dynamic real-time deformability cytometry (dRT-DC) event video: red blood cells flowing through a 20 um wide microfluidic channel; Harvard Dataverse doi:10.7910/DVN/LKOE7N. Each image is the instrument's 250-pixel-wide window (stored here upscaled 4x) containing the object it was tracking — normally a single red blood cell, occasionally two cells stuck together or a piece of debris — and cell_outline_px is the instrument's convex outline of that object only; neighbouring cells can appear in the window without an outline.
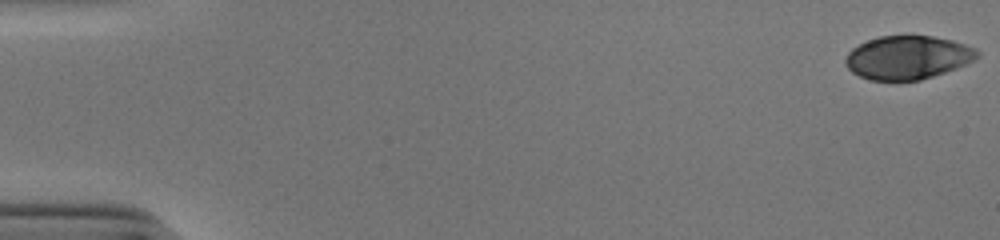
{"species": "human", "species_latin": "Homo sapiens", "temperature_condition": "cold", "stored_images_in_passage": 53, "camera_frame_rate_fps": 3000, "um_per_image_px": 0.085, "donor": {"sex": "male"}, "frame": {"image": 1, "passage_image": 1, "time_ms": 0.0, "image_size_px": [1000, 240], "cell_outline_px": [[980, 56], [956, 68], [920, 80], [868, 80], [852, 72], [844, 64], [844, 60], [848, 52], [852, 48], [868, 40], [880, 36], [932, 36], [952, 40], [976, 48], [980, 52]], "centroid_in_image_um": [77.13, 4.88], "position_along_channel_um": 7.9, "area_um2": 33.23}}
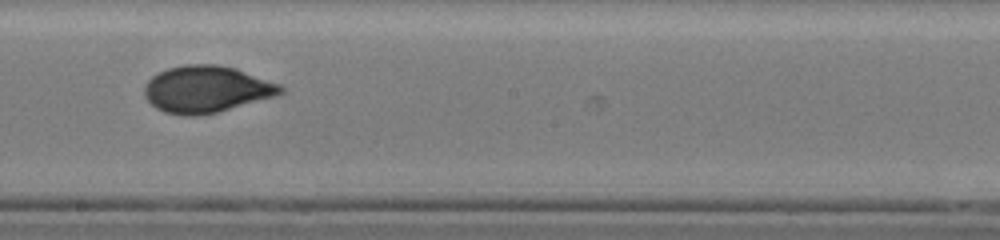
{"frame": {"image": 2, "passage_image": 31, "time_ms": 10.0, "image_size_px": [1000, 240], "cell_outline_px": [[284, 92], [280, 96], [216, 112], [196, 116], [184, 116], [164, 112], [156, 108], [144, 96], [144, 84], [152, 76], [168, 68], [184, 64], [216, 64], [236, 68], [280, 84], [284, 88]], "centroid_in_image_um": [17.57, 7.59], "position_along_channel_um": 230.6, "area_um2": 37.45}}
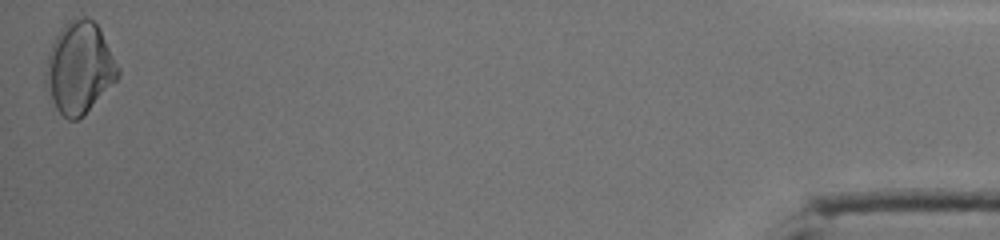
{"frame": {"image": 3, "passage_image": 53, "time_ms": 17.333, "image_size_px": [1000, 240], "cell_outline_px": [[120, 76], [84, 116], [76, 120], [68, 120], [48, 104], [44, 84], [44, 72], [48, 52], [60, 28], [68, 20], [84, 16], [92, 20], [100, 28], [120, 68]], "centroid_in_image_um": [6.7, 5.82], "position_along_channel_um": 428.5, "area_um2": 39.54}, "authors_computed_cell_mechanics": {"area_um2": 35.258, "velocity_mm_per_s": 3.8963, "shape_relaxation_time_tau1_ms": 7.2025, "shape_relaxation_time_tau2_ms": 1.0541, "deformation_change_tau1": 0.1776, "deformation_change_tau2": 0.0399}}